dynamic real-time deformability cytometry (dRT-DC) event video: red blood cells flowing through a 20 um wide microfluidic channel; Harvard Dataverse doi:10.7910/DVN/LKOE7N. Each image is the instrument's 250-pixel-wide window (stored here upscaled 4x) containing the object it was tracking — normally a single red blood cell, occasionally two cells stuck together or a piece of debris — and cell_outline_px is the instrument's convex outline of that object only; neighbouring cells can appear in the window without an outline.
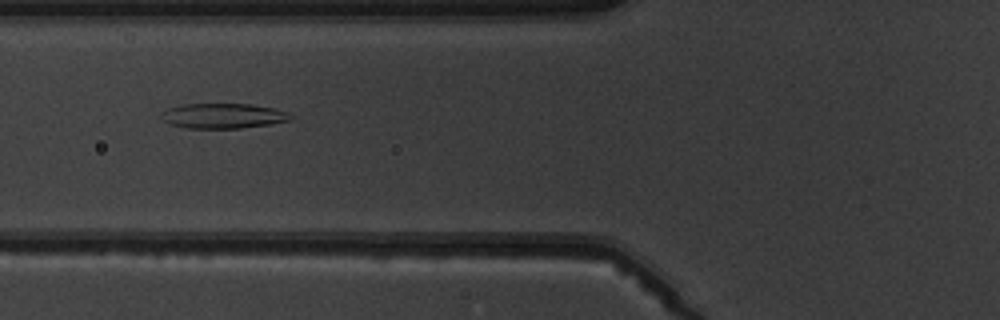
{"species": "common noctule bat (a hibernating species)", "species_latin": "Nyctalus noctula", "temperature_condition": "warm", "stored_images_in_passage": 7, "camera_frame_rate_fps": 3000, "um_per_image_px": 0.085, "animal": {"sex": "male", "body_mass_g": 19.5, "forearm_length_mm": 54.6}, "frame": {"image": 1, "passage_image": 3, "time_ms": 2.333, "image_size_px": [1000, 320], "cell_outline_px": [[292, 120], [272, 124], [240, 128], [188, 128], [168, 124], [160, 116], [160, 112], [168, 108], [184, 104], [252, 104], [276, 108], [288, 112], [292, 116]], "centroid_in_image_um": [18.98, 9.84], "position_along_channel_um": 106.8, "area_um2": 19.07}}
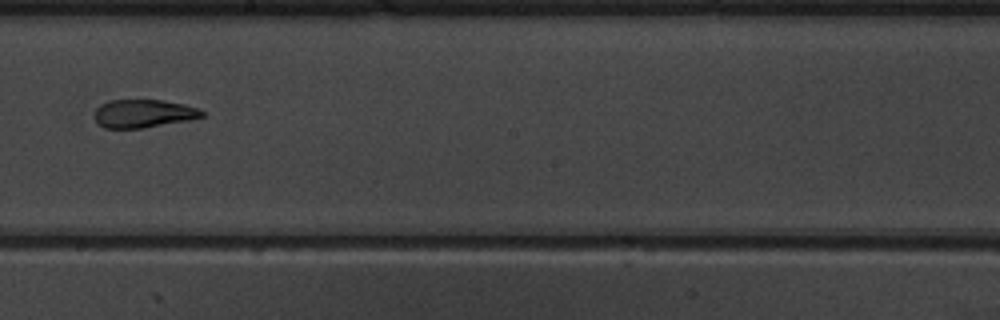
{"frame": {"image": 2, "passage_image": 6, "time_ms": 5.667, "image_size_px": [1000, 320], "cell_outline_px": [[204, 116], [192, 120], [144, 128], [104, 128], [96, 124], [92, 116], [96, 108], [100, 104], [108, 100], [160, 100], [184, 104], [200, 108], [204, 112]], "centroid_in_image_um": [12.17, 9.66], "position_along_channel_um": 236.0, "area_um2": 18.09}}
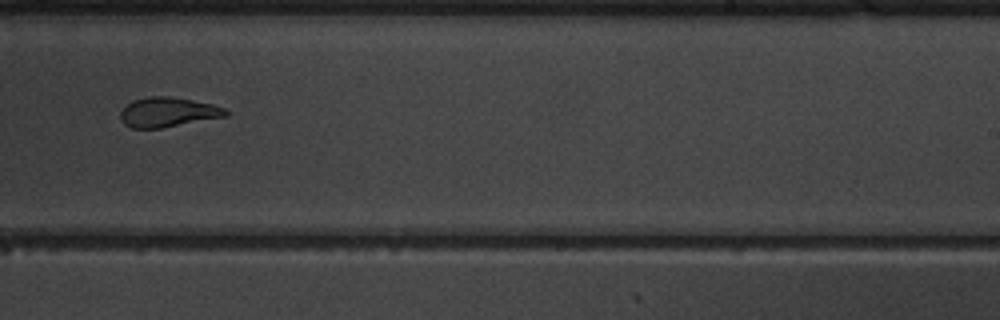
{"frame": {"image": 3, "passage_image": 7, "time_ms": 6.667, "image_size_px": [1000, 320], "cell_outline_px": [[228, 116], [160, 128], [132, 128], [124, 124], [120, 120], [120, 112], [132, 100], [152, 96], [168, 96], [192, 100], [212, 104], [224, 108], [228, 112]], "centroid_in_image_um": [14.26, 9.54], "position_along_channel_um": 274.7, "area_um2": 18.09}}